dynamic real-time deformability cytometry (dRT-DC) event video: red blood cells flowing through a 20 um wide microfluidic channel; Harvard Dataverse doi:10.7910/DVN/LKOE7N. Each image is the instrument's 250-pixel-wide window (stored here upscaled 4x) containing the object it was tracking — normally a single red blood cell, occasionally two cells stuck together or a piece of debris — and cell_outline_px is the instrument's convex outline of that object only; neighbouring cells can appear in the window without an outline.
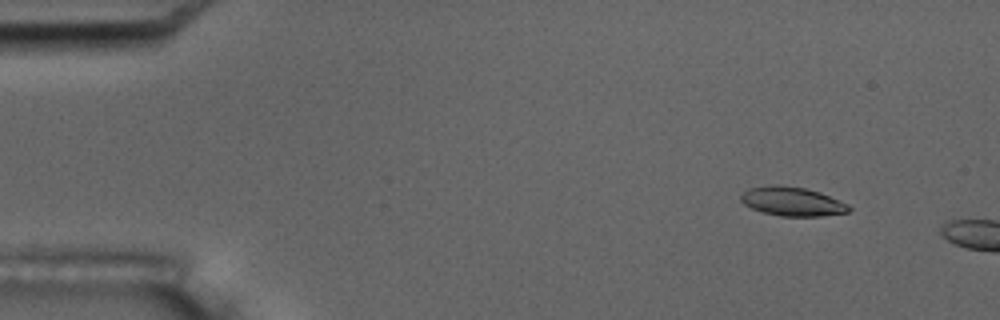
{"species": "common noctule bat (a hibernating species)", "species_latin": "Nyctalus noctula", "temperature_condition": "room temperature", "stored_images_in_passage": 4, "camera_frame_rate_fps": 3000, "um_per_image_px": 0.085, "animal": {"sex": "male", "body_mass_g": 17.5, "forearm_length_mm": 52.3}, "frame": {"image": 1, "passage_image": 2, "time_ms": 1.333, "image_size_px": [1000, 320], "cell_outline_px": [[852, 208], [848, 212], [820, 216], [780, 216], [764, 212], [752, 208], [744, 204], [740, 200], [740, 196], [748, 188], [776, 184], [804, 188], [820, 192], [848, 204]], "centroid_in_image_um": [67.33, 17.12], "position_along_channel_um": 17.7, "area_um2": 18.15}}